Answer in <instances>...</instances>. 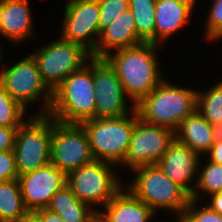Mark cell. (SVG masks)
<instances>
[{
    "label": "cell",
    "mask_w": 222,
    "mask_h": 222,
    "mask_svg": "<svg viewBox=\"0 0 222 222\" xmlns=\"http://www.w3.org/2000/svg\"><path fill=\"white\" fill-rule=\"evenodd\" d=\"M156 48V44L143 42L105 57L116 71L127 97L135 105L164 79L158 70Z\"/></svg>",
    "instance_id": "obj_1"
},
{
    "label": "cell",
    "mask_w": 222,
    "mask_h": 222,
    "mask_svg": "<svg viewBox=\"0 0 222 222\" xmlns=\"http://www.w3.org/2000/svg\"><path fill=\"white\" fill-rule=\"evenodd\" d=\"M197 92L174 86L163 79L135 105V110L142 121L175 131L196 111Z\"/></svg>",
    "instance_id": "obj_2"
},
{
    "label": "cell",
    "mask_w": 222,
    "mask_h": 222,
    "mask_svg": "<svg viewBox=\"0 0 222 222\" xmlns=\"http://www.w3.org/2000/svg\"><path fill=\"white\" fill-rule=\"evenodd\" d=\"M90 67L70 73L53 91L48 115L58 122L80 124L95 118V89L93 85V57ZM88 66V67H87Z\"/></svg>",
    "instance_id": "obj_3"
},
{
    "label": "cell",
    "mask_w": 222,
    "mask_h": 222,
    "mask_svg": "<svg viewBox=\"0 0 222 222\" xmlns=\"http://www.w3.org/2000/svg\"><path fill=\"white\" fill-rule=\"evenodd\" d=\"M129 115L118 118H92L80 124L86 131L95 160L120 164L129 149L135 127V104Z\"/></svg>",
    "instance_id": "obj_4"
},
{
    "label": "cell",
    "mask_w": 222,
    "mask_h": 222,
    "mask_svg": "<svg viewBox=\"0 0 222 222\" xmlns=\"http://www.w3.org/2000/svg\"><path fill=\"white\" fill-rule=\"evenodd\" d=\"M138 174L127 188L137 199L146 203L154 212L159 208L174 210L181 218L191 195L173 182L157 164L134 170ZM179 212V213H178Z\"/></svg>",
    "instance_id": "obj_5"
},
{
    "label": "cell",
    "mask_w": 222,
    "mask_h": 222,
    "mask_svg": "<svg viewBox=\"0 0 222 222\" xmlns=\"http://www.w3.org/2000/svg\"><path fill=\"white\" fill-rule=\"evenodd\" d=\"M52 119L38 114L18 128L14 153L19 176L50 163Z\"/></svg>",
    "instance_id": "obj_6"
},
{
    "label": "cell",
    "mask_w": 222,
    "mask_h": 222,
    "mask_svg": "<svg viewBox=\"0 0 222 222\" xmlns=\"http://www.w3.org/2000/svg\"><path fill=\"white\" fill-rule=\"evenodd\" d=\"M43 82L53 92L72 72L87 64L92 54L82 45L60 38L31 54Z\"/></svg>",
    "instance_id": "obj_7"
},
{
    "label": "cell",
    "mask_w": 222,
    "mask_h": 222,
    "mask_svg": "<svg viewBox=\"0 0 222 222\" xmlns=\"http://www.w3.org/2000/svg\"><path fill=\"white\" fill-rule=\"evenodd\" d=\"M111 165L99 160L83 165L67 174L66 185L80 201L106 206L122 189Z\"/></svg>",
    "instance_id": "obj_8"
},
{
    "label": "cell",
    "mask_w": 222,
    "mask_h": 222,
    "mask_svg": "<svg viewBox=\"0 0 222 222\" xmlns=\"http://www.w3.org/2000/svg\"><path fill=\"white\" fill-rule=\"evenodd\" d=\"M94 161L88 135L82 125L53 119L50 162L67 175Z\"/></svg>",
    "instance_id": "obj_9"
},
{
    "label": "cell",
    "mask_w": 222,
    "mask_h": 222,
    "mask_svg": "<svg viewBox=\"0 0 222 222\" xmlns=\"http://www.w3.org/2000/svg\"><path fill=\"white\" fill-rule=\"evenodd\" d=\"M0 85L25 109L30 102H35L44 94L45 110L42 109L44 112L41 111L39 115L48 114L53 92L43 82L37 63L31 54L12 67L0 71Z\"/></svg>",
    "instance_id": "obj_10"
},
{
    "label": "cell",
    "mask_w": 222,
    "mask_h": 222,
    "mask_svg": "<svg viewBox=\"0 0 222 222\" xmlns=\"http://www.w3.org/2000/svg\"><path fill=\"white\" fill-rule=\"evenodd\" d=\"M174 140L173 130L142 121L135 110V127L122 163L129 165L132 171L157 164Z\"/></svg>",
    "instance_id": "obj_11"
},
{
    "label": "cell",
    "mask_w": 222,
    "mask_h": 222,
    "mask_svg": "<svg viewBox=\"0 0 222 222\" xmlns=\"http://www.w3.org/2000/svg\"><path fill=\"white\" fill-rule=\"evenodd\" d=\"M99 18L98 0H69L64 9L61 38L82 45L92 57L97 58Z\"/></svg>",
    "instance_id": "obj_12"
},
{
    "label": "cell",
    "mask_w": 222,
    "mask_h": 222,
    "mask_svg": "<svg viewBox=\"0 0 222 222\" xmlns=\"http://www.w3.org/2000/svg\"><path fill=\"white\" fill-rule=\"evenodd\" d=\"M95 118H118L128 115L126 93L114 68L105 58L93 57Z\"/></svg>",
    "instance_id": "obj_13"
},
{
    "label": "cell",
    "mask_w": 222,
    "mask_h": 222,
    "mask_svg": "<svg viewBox=\"0 0 222 222\" xmlns=\"http://www.w3.org/2000/svg\"><path fill=\"white\" fill-rule=\"evenodd\" d=\"M29 212L47 208L53 195L66 185L67 175L51 162L18 178Z\"/></svg>",
    "instance_id": "obj_14"
},
{
    "label": "cell",
    "mask_w": 222,
    "mask_h": 222,
    "mask_svg": "<svg viewBox=\"0 0 222 222\" xmlns=\"http://www.w3.org/2000/svg\"><path fill=\"white\" fill-rule=\"evenodd\" d=\"M200 154L174 140L158 161L160 169L175 183L183 187L194 200H198V189L191 186L193 176L198 174ZM196 188V189H195Z\"/></svg>",
    "instance_id": "obj_15"
},
{
    "label": "cell",
    "mask_w": 222,
    "mask_h": 222,
    "mask_svg": "<svg viewBox=\"0 0 222 222\" xmlns=\"http://www.w3.org/2000/svg\"><path fill=\"white\" fill-rule=\"evenodd\" d=\"M97 43V58H105L109 49L119 50L143 43L136 32L135 18L130 9L118 16L112 24L104 28ZM108 49V50H107Z\"/></svg>",
    "instance_id": "obj_16"
},
{
    "label": "cell",
    "mask_w": 222,
    "mask_h": 222,
    "mask_svg": "<svg viewBox=\"0 0 222 222\" xmlns=\"http://www.w3.org/2000/svg\"><path fill=\"white\" fill-rule=\"evenodd\" d=\"M195 2V0H156L154 44L166 40L188 22Z\"/></svg>",
    "instance_id": "obj_17"
},
{
    "label": "cell",
    "mask_w": 222,
    "mask_h": 222,
    "mask_svg": "<svg viewBox=\"0 0 222 222\" xmlns=\"http://www.w3.org/2000/svg\"><path fill=\"white\" fill-rule=\"evenodd\" d=\"M121 189L104 206L106 212L98 211L100 222H149L156 213L146 203L137 199L128 189Z\"/></svg>",
    "instance_id": "obj_18"
},
{
    "label": "cell",
    "mask_w": 222,
    "mask_h": 222,
    "mask_svg": "<svg viewBox=\"0 0 222 222\" xmlns=\"http://www.w3.org/2000/svg\"><path fill=\"white\" fill-rule=\"evenodd\" d=\"M28 0H0V33L18 42L32 34Z\"/></svg>",
    "instance_id": "obj_19"
},
{
    "label": "cell",
    "mask_w": 222,
    "mask_h": 222,
    "mask_svg": "<svg viewBox=\"0 0 222 222\" xmlns=\"http://www.w3.org/2000/svg\"><path fill=\"white\" fill-rule=\"evenodd\" d=\"M174 135L176 141L200 155L206 154L213 145L212 125L197 110L179 124Z\"/></svg>",
    "instance_id": "obj_20"
},
{
    "label": "cell",
    "mask_w": 222,
    "mask_h": 222,
    "mask_svg": "<svg viewBox=\"0 0 222 222\" xmlns=\"http://www.w3.org/2000/svg\"><path fill=\"white\" fill-rule=\"evenodd\" d=\"M47 208L60 215L64 222H94L98 218V211L80 201L67 185L53 195Z\"/></svg>",
    "instance_id": "obj_21"
},
{
    "label": "cell",
    "mask_w": 222,
    "mask_h": 222,
    "mask_svg": "<svg viewBox=\"0 0 222 222\" xmlns=\"http://www.w3.org/2000/svg\"><path fill=\"white\" fill-rule=\"evenodd\" d=\"M28 212L19 180L0 182V222H18Z\"/></svg>",
    "instance_id": "obj_22"
},
{
    "label": "cell",
    "mask_w": 222,
    "mask_h": 222,
    "mask_svg": "<svg viewBox=\"0 0 222 222\" xmlns=\"http://www.w3.org/2000/svg\"><path fill=\"white\" fill-rule=\"evenodd\" d=\"M156 0H129L135 18L136 32L143 42L154 44Z\"/></svg>",
    "instance_id": "obj_23"
},
{
    "label": "cell",
    "mask_w": 222,
    "mask_h": 222,
    "mask_svg": "<svg viewBox=\"0 0 222 222\" xmlns=\"http://www.w3.org/2000/svg\"><path fill=\"white\" fill-rule=\"evenodd\" d=\"M199 114L212 126L222 124V81L207 92H197Z\"/></svg>",
    "instance_id": "obj_24"
},
{
    "label": "cell",
    "mask_w": 222,
    "mask_h": 222,
    "mask_svg": "<svg viewBox=\"0 0 222 222\" xmlns=\"http://www.w3.org/2000/svg\"><path fill=\"white\" fill-rule=\"evenodd\" d=\"M26 109L15 101L0 85V126L20 127Z\"/></svg>",
    "instance_id": "obj_25"
},
{
    "label": "cell",
    "mask_w": 222,
    "mask_h": 222,
    "mask_svg": "<svg viewBox=\"0 0 222 222\" xmlns=\"http://www.w3.org/2000/svg\"><path fill=\"white\" fill-rule=\"evenodd\" d=\"M199 175L194 187L210 196L222 192V164L209 161Z\"/></svg>",
    "instance_id": "obj_26"
},
{
    "label": "cell",
    "mask_w": 222,
    "mask_h": 222,
    "mask_svg": "<svg viewBox=\"0 0 222 222\" xmlns=\"http://www.w3.org/2000/svg\"><path fill=\"white\" fill-rule=\"evenodd\" d=\"M100 8L99 28L101 31L112 24L124 11L129 9V0H98Z\"/></svg>",
    "instance_id": "obj_27"
},
{
    "label": "cell",
    "mask_w": 222,
    "mask_h": 222,
    "mask_svg": "<svg viewBox=\"0 0 222 222\" xmlns=\"http://www.w3.org/2000/svg\"><path fill=\"white\" fill-rule=\"evenodd\" d=\"M196 200L190 199L181 217L185 222H222V215L212 210L208 204L202 209H196Z\"/></svg>",
    "instance_id": "obj_28"
},
{
    "label": "cell",
    "mask_w": 222,
    "mask_h": 222,
    "mask_svg": "<svg viewBox=\"0 0 222 222\" xmlns=\"http://www.w3.org/2000/svg\"><path fill=\"white\" fill-rule=\"evenodd\" d=\"M211 7L206 23V37L217 40L222 37V0H214Z\"/></svg>",
    "instance_id": "obj_29"
},
{
    "label": "cell",
    "mask_w": 222,
    "mask_h": 222,
    "mask_svg": "<svg viewBox=\"0 0 222 222\" xmlns=\"http://www.w3.org/2000/svg\"><path fill=\"white\" fill-rule=\"evenodd\" d=\"M18 178L14 150L0 151V182Z\"/></svg>",
    "instance_id": "obj_30"
},
{
    "label": "cell",
    "mask_w": 222,
    "mask_h": 222,
    "mask_svg": "<svg viewBox=\"0 0 222 222\" xmlns=\"http://www.w3.org/2000/svg\"><path fill=\"white\" fill-rule=\"evenodd\" d=\"M18 128L0 126V151L14 150Z\"/></svg>",
    "instance_id": "obj_31"
},
{
    "label": "cell",
    "mask_w": 222,
    "mask_h": 222,
    "mask_svg": "<svg viewBox=\"0 0 222 222\" xmlns=\"http://www.w3.org/2000/svg\"><path fill=\"white\" fill-rule=\"evenodd\" d=\"M34 213L39 217L40 222H64L60 215L48 208L38 209Z\"/></svg>",
    "instance_id": "obj_32"
},
{
    "label": "cell",
    "mask_w": 222,
    "mask_h": 222,
    "mask_svg": "<svg viewBox=\"0 0 222 222\" xmlns=\"http://www.w3.org/2000/svg\"><path fill=\"white\" fill-rule=\"evenodd\" d=\"M208 156H210L211 162L222 164V141L213 143L211 148L207 151Z\"/></svg>",
    "instance_id": "obj_33"
},
{
    "label": "cell",
    "mask_w": 222,
    "mask_h": 222,
    "mask_svg": "<svg viewBox=\"0 0 222 222\" xmlns=\"http://www.w3.org/2000/svg\"><path fill=\"white\" fill-rule=\"evenodd\" d=\"M211 203L208 205L212 210L222 215V192L211 195Z\"/></svg>",
    "instance_id": "obj_34"
},
{
    "label": "cell",
    "mask_w": 222,
    "mask_h": 222,
    "mask_svg": "<svg viewBox=\"0 0 222 222\" xmlns=\"http://www.w3.org/2000/svg\"><path fill=\"white\" fill-rule=\"evenodd\" d=\"M213 143L222 141V124L212 126Z\"/></svg>",
    "instance_id": "obj_35"
},
{
    "label": "cell",
    "mask_w": 222,
    "mask_h": 222,
    "mask_svg": "<svg viewBox=\"0 0 222 222\" xmlns=\"http://www.w3.org/2000/svg\"><path fill=\"white\" fill-rule=\"evenodd\" d=\"M18 222H40V220L34 212H28Z\"/></svg>",
    "instance_id": "obj_36"
},
{
    "label": "cell",
    "mask_w": 222,
    "mask_h": 222,
    "mask_svg": "<svg viewBox=\"0 0 222 222\" xmlns=\"http://www.w3.org/2000/svg\"><path fill=\"white\" fill-rule=\"evenodd\" d=\"M0 46H1V45H0ZM2 53H3V52H2V49L0 48V64H1V60H2L1 57H3V56H2Z\"/></svg>",
    "instance_id": "obj_37"
},
{
    "label": "cell",
    "mask_w": 222,
    "mask_h": 222,
    "mask_svg": "<svg viewBox=\"0 0 222 222\" xmlns=\"http://www.w3.org/2000/svg\"><path fill=\"white\" fill-rule=\"evenodd\" d=\"M177 220H178V222H185L182 218H179V217Z\"/></svg>",
    "instance_id": "obj_38"
}]
</instances>
